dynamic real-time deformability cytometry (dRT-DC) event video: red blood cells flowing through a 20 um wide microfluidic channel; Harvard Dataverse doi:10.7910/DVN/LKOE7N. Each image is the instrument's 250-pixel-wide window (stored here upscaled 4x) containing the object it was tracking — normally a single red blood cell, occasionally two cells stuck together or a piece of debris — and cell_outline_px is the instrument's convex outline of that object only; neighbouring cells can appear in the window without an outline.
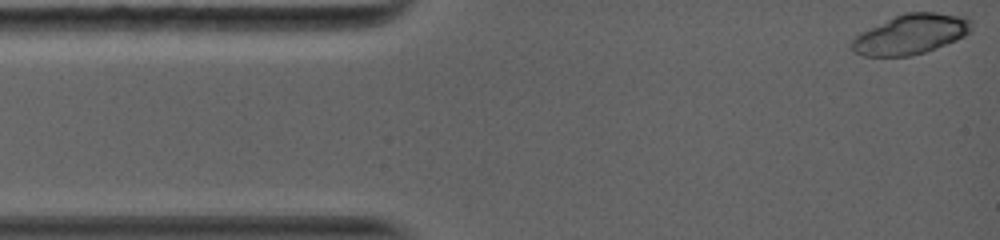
{"species": "common noctule bat (a hibernating species)", "species_latin": "Nyctalus noctula", "temperature_condition": "warm", "stored_images_in_passage": 9, "camera_frame_rate_fps": 5000, "um_per_image_px": 0.085, "animal": {"sex": "female", "body_mass_g": 19.0, "forearm_length_mm": 56.7}, "frame": {"image": 1, "passage_image": 1, "time_ms": 0.0, "image_size_px": [1000, 240], "cell_outline_px": [[972, 32], [956, 40], [936, 48], [912, 56], [864, 56], [852, 52], [848, 44], [860, 32], [904, 12], [936, 12], [964, 16], [972, 20]], "centroid_in_image_um": [77.42, 2.91], "position_along_channel_um": 7.6, "area_um2": 28.09}}
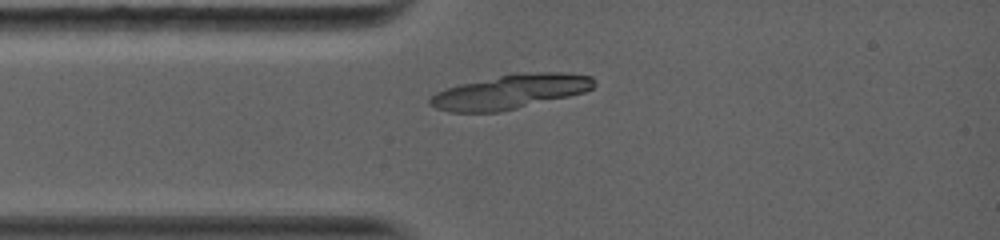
{"frame": {"image": 2, "passage_image": 9, "time_ms": 2.6, "image_size_px": [1000, 240], "cell_outline_px": [[596, 84], [592, 88], [584, 92], [568, 96], [500, 112], [448, 112], [436, 108], [428, 104], [428, 100], [436, 92], [460, 84], [516, 72], [568, 72], [592, 76]], "centroid_in_image_um": [43.38, 7.79], "position_along_channel_um": 41.6, "area_um2": 32.83}}